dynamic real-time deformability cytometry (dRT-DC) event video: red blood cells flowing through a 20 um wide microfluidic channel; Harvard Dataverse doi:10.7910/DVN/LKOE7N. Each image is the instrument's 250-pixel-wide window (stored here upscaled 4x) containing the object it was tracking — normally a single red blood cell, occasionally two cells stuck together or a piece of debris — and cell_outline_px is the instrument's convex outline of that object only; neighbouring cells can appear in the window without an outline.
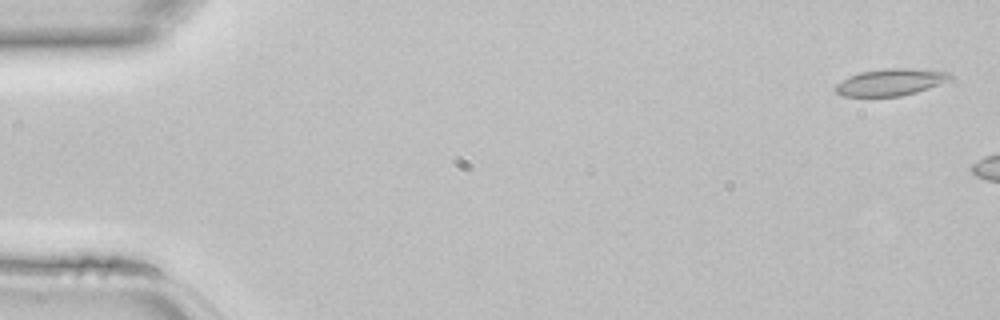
{"species": "common noctule bat (a hibernating species)", "species_latin": "Nyctalus noctula", "temperature_condition": "room temperature", "stored_images_in_passage": 10, "camera_frame_rate_fps": 3000, "um_per_image_px": 0.085, "animal": {"sex": "female", "body_mass_g": 22.7, "forearm_length_mm": 54.2}, "frame": {"image": 1, "passage_image": 2, "time_ms": 0.333, "image_size_px": [1000, 320], "cell_outline_px": [[952, 76], [948, 80], [928, 88], [916, 92], [900, 96], [844, 96], [836, 92], [832, 88], [836, 84], [848, 76], [860, 72], [888, 68], [912, 68], [948, 72]], "centroid_in_image_um": [75.64, 6.98], "position_along_channel_um": 9.4, "area_um2": 17.8}}